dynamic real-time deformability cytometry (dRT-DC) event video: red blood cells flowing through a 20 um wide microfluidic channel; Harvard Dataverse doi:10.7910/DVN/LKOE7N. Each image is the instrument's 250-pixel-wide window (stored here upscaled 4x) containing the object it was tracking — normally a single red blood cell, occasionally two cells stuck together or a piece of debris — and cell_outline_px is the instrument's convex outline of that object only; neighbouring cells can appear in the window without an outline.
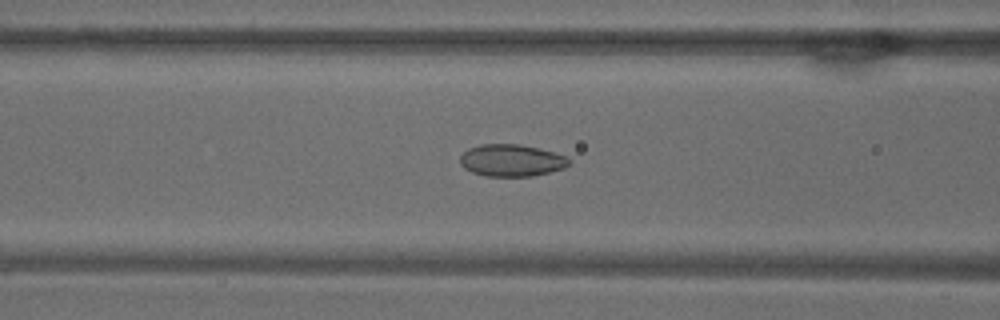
{"species": "common noctule bat (a hibernating species)", "species_latin": "Nyctalus noctula", "temperature_condition": "warm", "stored_images_in_passage": 55, "camera_frame_rate_fps": 3000, "um_per_image_px": 0.085, "animal": {"sex": "male", "body_mass_g": 18.8}, "frame": {"image": 1, "passage_image": 22, "time_ms": 7.0, "image_size_px": [1000, 320], "cell_outline_px": [[572, 160], [564, 168], [532, 176], [484, 176], [472, 172], [464, 168], [460, 164], [460, 156], [468, 148], [480, 144], [520, 144], [540, 148], [564, 156]], "centroid_in_image_um": [43.44, 13.63], "position_along_channel_um": 123.2, "area_um2": 20.35}}
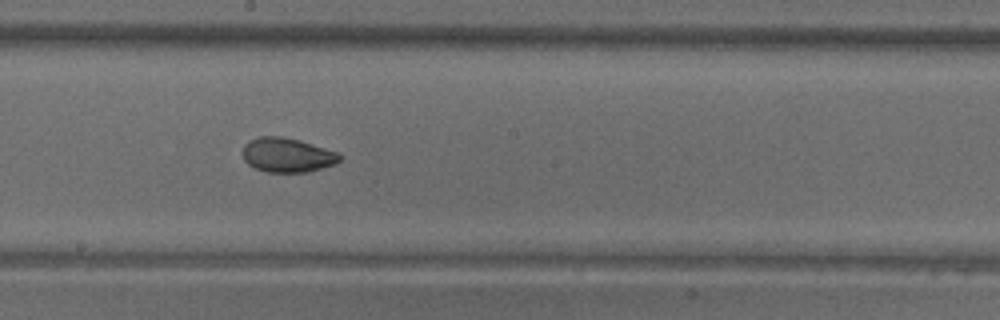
{"frame": {"image": 2, "passage_image": 30, "time_ms": 9.667, "image_size_px": [1000, 320], "cell_outline_px": [[340, 160], [336, 164], [308, 172], [268, 172], [256, 168], [248, 164], [244, 160], [244, 144], [248, 140], [260, 136], [280, 136], [296, 140], [340, 152]], "centroid_in_image_um": [24.42, 13.18], "position_along_channel_um": 223.8, "area_um2": 19.31}}
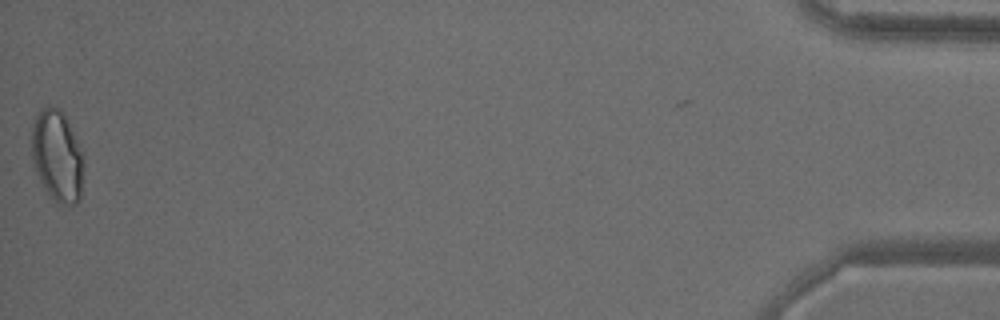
{"frame": {"image": 3, "passage_image": 54, "time_ms": 17.667, "image_size_px": [1000, 320], "cell_outline_px": [[84, 160], [80, 200], [76, 204], [68, 208], [56, 204], [44, 188], [36, 172], [32, 156], [32, 128], [36, 116], [40, 108], [56, 104], [64, 112]], "centroid_in_image_um": [4.87, 13.29], "position_along_channel_um": 430.3, "area_um2": 28.03}, "authors_computed_cell_mechanics": {"area_um2": 21.5594, "velocity_mm_per_s": 3.7773, "shape_relaxation_time_tau1_ms": null, "shape_relaxation_time_tau2_ms": 1.3482, "deformation_change_tau1": null, "deformation_change_tau2": 0.0537}}